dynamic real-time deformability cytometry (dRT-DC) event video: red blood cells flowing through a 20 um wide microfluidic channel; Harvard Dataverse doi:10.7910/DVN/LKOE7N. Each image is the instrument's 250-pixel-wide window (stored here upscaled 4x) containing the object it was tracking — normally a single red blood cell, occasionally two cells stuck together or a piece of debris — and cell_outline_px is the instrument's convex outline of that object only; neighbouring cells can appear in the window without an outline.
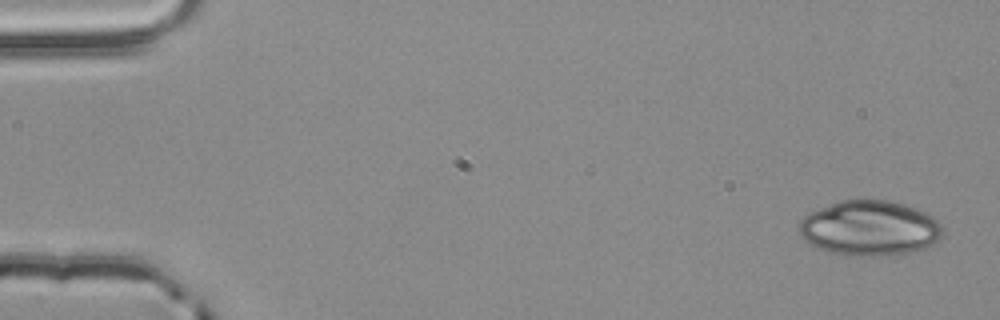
{"species": "common noctule bat (a hibernating species)", "species_latin": "Nyctalus noctula", "temperature_condition": "room temperature", "stored_images_in_passage": 3, "camera_frame_rate_fps": 3000, "um_per_image_px": 0.085, "animal": {"sex": "male", "body_mass_g": 20.4}, "frame": {"image": 1, "passage_image": 1, "time_ms": 0.0, "image_size_px": [1000, 320], "cell_outline_px": [[944, 232], [932, 244], [924, 248], [908, 252], [888, 256], [848, 256], [828, 252], [804, 240], [800, 236], [796, 224], [808, 212], [840, 200], [888, 200], [904, 204], [916, 208], [932, 216], [944, 228]], "centroid_in_image_um": [73.87, 19.4], "position_along_channel_um": 11.1, "area_um2": 46.47}}